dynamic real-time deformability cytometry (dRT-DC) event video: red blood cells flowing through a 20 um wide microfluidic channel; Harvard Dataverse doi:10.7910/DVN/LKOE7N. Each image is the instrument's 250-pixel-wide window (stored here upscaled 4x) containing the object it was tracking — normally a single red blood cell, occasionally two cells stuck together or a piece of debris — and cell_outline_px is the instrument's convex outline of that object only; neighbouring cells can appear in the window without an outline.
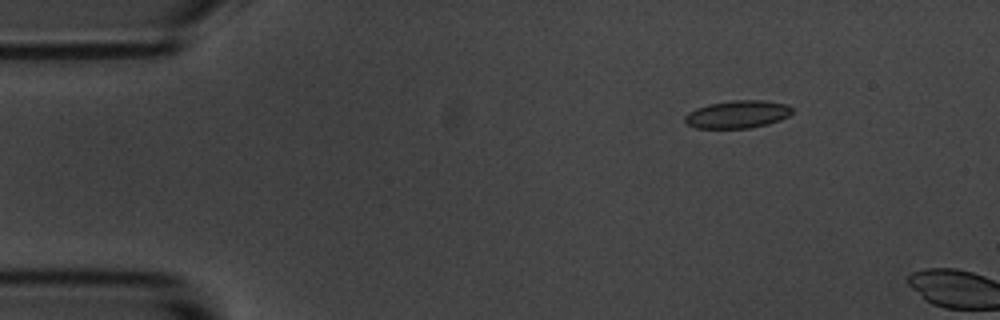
{"species": "common noctule bat (a hibernating species)", "species_latin": "Nyctalus noctula", "temperature_condition": "room temperature", "stored_images_in_passage": 3, "camera_frame_rate_fps": 3000, "um_per_image_px": 0.085, "animal": {"sex": "male", "body_mass_g": 20.1, "forearm_length_mm": 53.5}, "frame": {"image": 1, "passage_image": 2, "time_ms": 1.333, "image_size_px": [1000, 320], "cell_outline_px": [[792, 112], [788, 116], [780, 120], [768, 124], [752, 128], [696, 128], [688, 124], [684, 120], [684, 116], [688, 112], [696, 108], [708, 104], [732, 100], [764, 100], [788, 104], [792, 108]], "centroid_in_image_um": [62.7, 9.71], "position_along_channel_um": 22.3, "area_um2": 17.46}}